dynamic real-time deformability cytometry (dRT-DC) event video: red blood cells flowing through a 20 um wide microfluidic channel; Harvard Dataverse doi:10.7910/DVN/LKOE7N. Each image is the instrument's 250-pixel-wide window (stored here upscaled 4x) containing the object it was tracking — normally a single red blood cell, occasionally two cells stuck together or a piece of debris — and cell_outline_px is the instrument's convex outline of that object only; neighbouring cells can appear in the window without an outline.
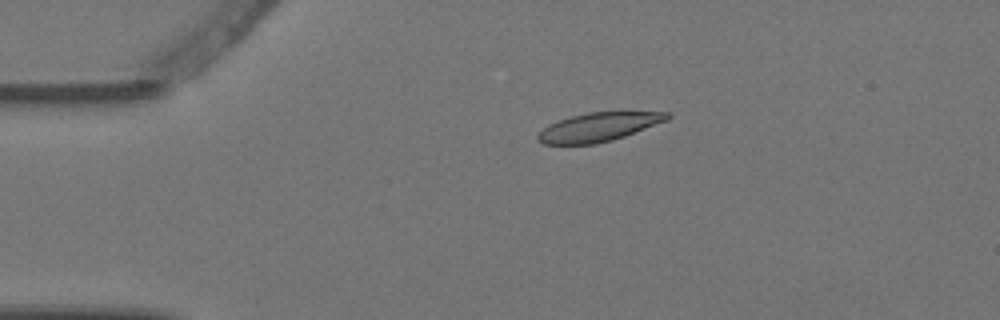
{"species": "Egyptian fruit bat (a non-hibernating species)", "species_latin": "Rousettus aegyptiacus", "temperature_condition": "warm", "stored_images_in_passage": 7, "camera_frame_rate_fps": 3000, "um_per_image_px": 0.085, "animal": {"sex": "female"}, "frame": {"image": 1, "passage_image": 3, "time_ms": 0.667, "image_size_px": [1000, 320], "cell_outline_px": [[672, 116], [668, 120], [624, 136], [612, 140], [596, 144], [544, 144], [536, 140], [536, 136], [548, 124], [572, 116], [588, 112], [668, 112]], "centroid_in_image_um": [50.87, 10.8], "position_along_channel_um": 34.1, "area_um2": 21.5}}
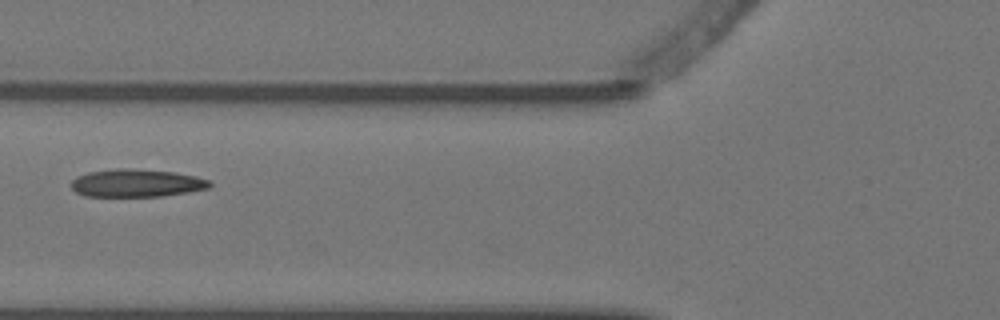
{"frame": {"image": 2, "passage_image": 5, "time_ms": 1.333, "image_size_px": [1000, 320], "cell_outline_px": [[212, 184], [208, 188], [188, 192], [160, 196], [84, 196], [76, 192], [72, 188], [72, 180], [76, 176], [88, 172], [116, 168], [132, 168], [176, 172], [196, 176], [212, 180]], "centroid_in_image_um": [11.62, 15.55], "position_along_channel_um": 114.2, "area_um2": 22.6}}
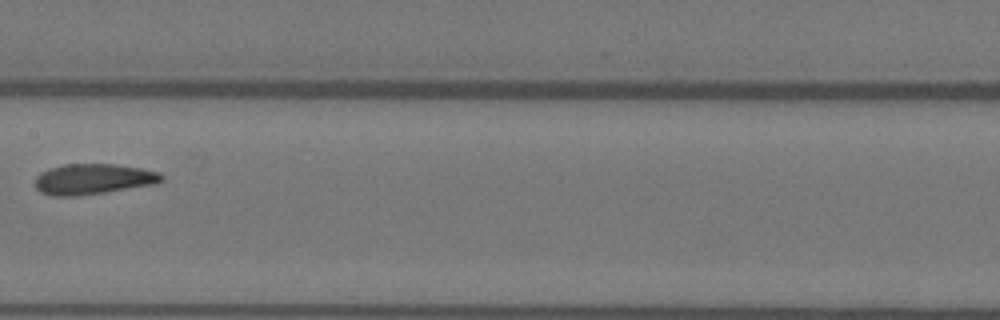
{"frame": {"image": 3, "passage_image": 7, "time_ms": 2.0, "image_size_px": [1000, 320], "cell_outline_px": [[164, 180], [156, 184], [80, 196], [52, 196], [40, 192], [36, 188], [36, 176], [40, 172], [48, 168], [64, 164], [116, 164], [140, 168], [160, 172], [164, 176]], "centroid_in_image_um": [7.92, 15.22], "position_along_channel_um": 199.5, "area_um2": 22.77}}